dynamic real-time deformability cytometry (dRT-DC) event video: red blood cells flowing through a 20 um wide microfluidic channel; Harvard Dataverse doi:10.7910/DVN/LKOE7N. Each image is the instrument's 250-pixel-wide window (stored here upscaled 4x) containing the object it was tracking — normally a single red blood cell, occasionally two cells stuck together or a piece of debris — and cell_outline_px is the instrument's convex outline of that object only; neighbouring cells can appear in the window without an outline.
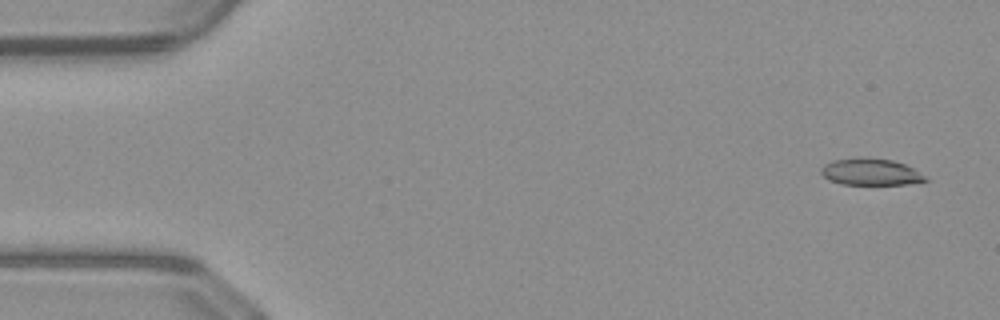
{"species": "common noctule bat (a hibernating species)", "species_latin": "Nyctalus noctula", "temperature_condition": "warm", "stored_images_in_passage": 51, "camera_frame_rate_fps": 3000, "um_per_image_px": 0.085, "animal": {"sex": "male", "body_mass_g": 23.1, "forearm_length_mm": 52.7}, "frame": {"image": 1, "passage_image": 3, "time_ms": 0.667, "image_size_px": [1000, 320], "cell_outline_px": [[928, 180], [908, 184], [844, 184], [828, 180], [820, 172], [820, 168], [824, 164], [832, 160], [892, 160], [904, 164], [912, 168], [924, 176]], "centroid_in_image_um": [73.98, 14.65], "position_along_channel_um": 11.0, "area_um2": 15.37}}
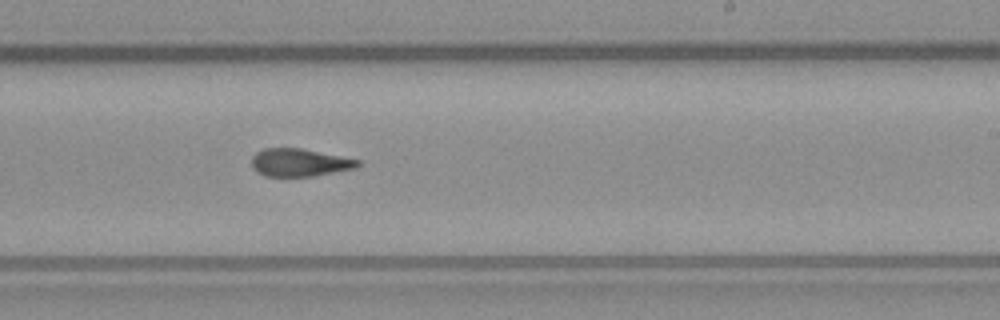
{"frame": {"image": 2, "passage_image": 31, "time_ms": 10.0, "image_size_px": [1000, 320], "cell_outline_px": [[360, 164], [356, 168], [312, 176], [264, 176], [256, 172], [252, 168], [252, 156], [256, 152], [264, 148], [300, 148], [360, 160]], "centroid_in_image_um": [25.42, 13.81], "position_along_channel_um": 263.6, "area_um2": 17.11}}
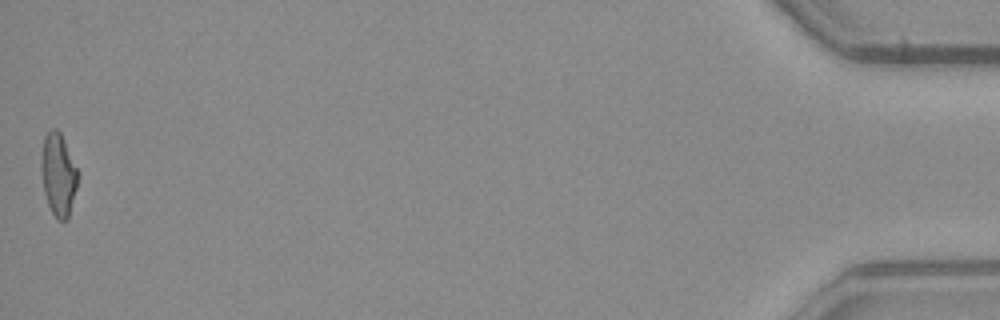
{"frame": {"image": 3, "passage_image": 51, "time_ms": 16.667, "image_size_px": [1000, 320], "cell_outline_px": [[80, 172], [68, 220], [56, 220], [48, 204], [44, 192], [40, 168], [40, 160], [44, 136], [52, 128], [56, 128], [60, 132]], "centroid_in_image_um": [4.96, 14.83], "position_along_channel_um": 430.2, "area_um2": 17.92}, "authors_computed_cell_mechanics": {"area_um2": 17.8024, "velocity_mm_per_s": 4.0831, "shape_relaxation_time_tau1_ms": null, "shape_relaxation_time_tau2_ms": 3.6896, "deformation_change_tau1": null, "deformation_change_tau2": 0.1246}}